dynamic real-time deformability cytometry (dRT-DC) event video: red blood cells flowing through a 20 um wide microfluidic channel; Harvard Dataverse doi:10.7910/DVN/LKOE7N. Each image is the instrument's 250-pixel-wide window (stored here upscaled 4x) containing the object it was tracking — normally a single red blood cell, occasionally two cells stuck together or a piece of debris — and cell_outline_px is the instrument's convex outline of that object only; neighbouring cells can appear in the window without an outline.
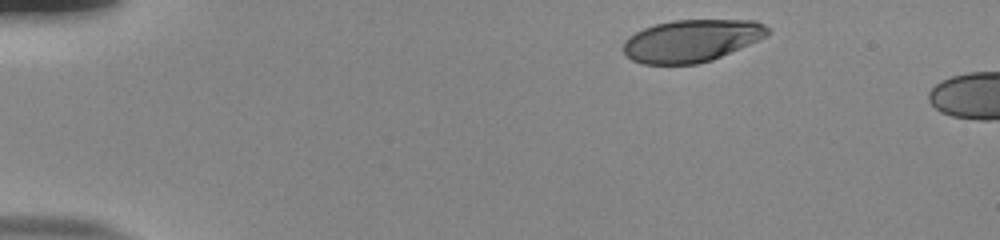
{"species": "human", "species_latin": "Homo sapiens", "temperature_condition": "room temperature", "stored_images_in_passage": 6, "camera_frame_rate_fps": 3000, "um_per_image_px": 0.085, "donor": {"sex": "male"}, "frame": {"image": 1, "passage_image": 1, "time_ms": 0.0, "image_size_px": [1000, 240], "cell_outline_px": [[772, 32], [768, 36], [712, 60], [696, 64], [644, 64], [632, 60], [624, 56], [624, 40], [628, 36], [644, 28], [656, 24], [672, 20], [756, 20], [764, 24]], "centroid_in_image_um": [58.79, 3.46], "position_along_channel_um": 26.2, "area_um2": 35.72}}